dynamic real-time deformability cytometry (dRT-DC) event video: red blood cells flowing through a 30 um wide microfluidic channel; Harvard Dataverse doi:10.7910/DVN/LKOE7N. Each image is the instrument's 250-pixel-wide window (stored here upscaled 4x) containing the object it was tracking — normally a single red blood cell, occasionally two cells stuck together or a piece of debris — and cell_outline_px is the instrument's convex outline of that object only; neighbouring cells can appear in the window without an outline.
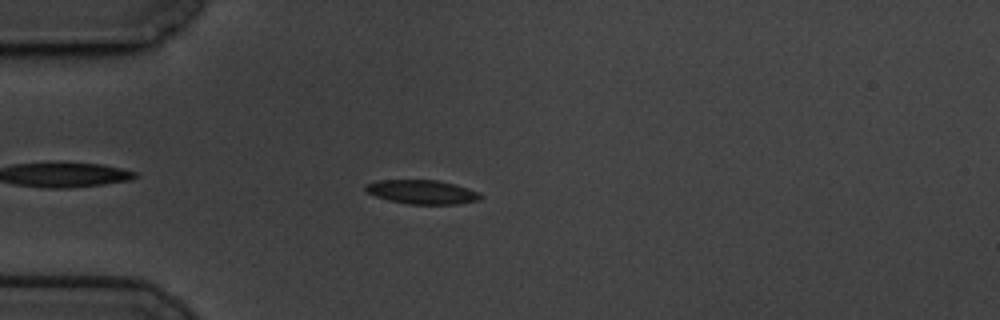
{"species": "common noctule bat (a hibernating species)", "species_latin": "Nyctalus noctula", "temperature_condition": "cold", "stored_images_in_passage": 49, "camera_frame_rate_fps": 3000, "um_per_image_px": 0.085, "animal": {"sex": "male", "body_mass_g": 19.5, "forearm_length_mm": 54.6}, "frame": {"image": 1, "passage_image": 6, "time_ms": 1.667, "image_size_px": [1000, 320], "cell_outline_px": [[484, 196], [480, 200], [456, 204], [408, 204], [388, 200], [376, 196], [368, 192], [364, 188], [364, 184], [376, 180], [440, 180], [456, 184], [480, 192]], "centroid_in_image_um": [35.9, 16.31], "position_along_channel_um": 49.1, "area_um2": 16.3}}
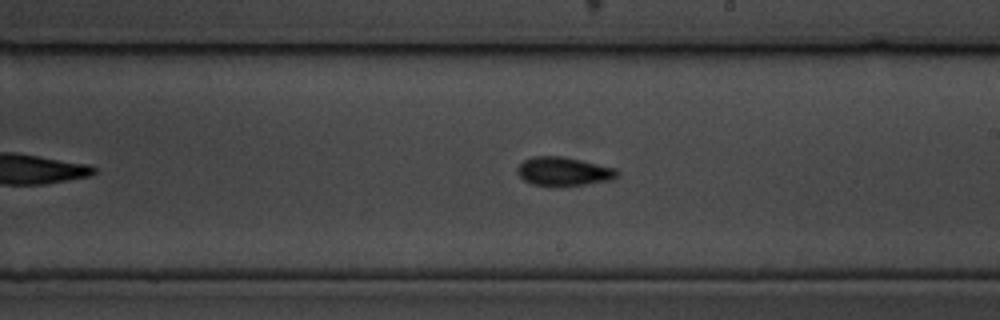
{"frame": {"image": 2, "passage_image": 24, "time_ms": 7.667, "image_size_px": [1000, 320], "cell_outline_px": [[620, 176], [612, 180], [556, 188], [552, 188], [532, 184], [524, 180], [516, 172], [516, 168], [524, 160], [532, 156], [560, 156], [580, 160], [616, 168], [620, 172]], "centroid_in_image_um": [47.9, 14.6], "position_along_channel_um": 241.1, "area_um2": 17.17}}
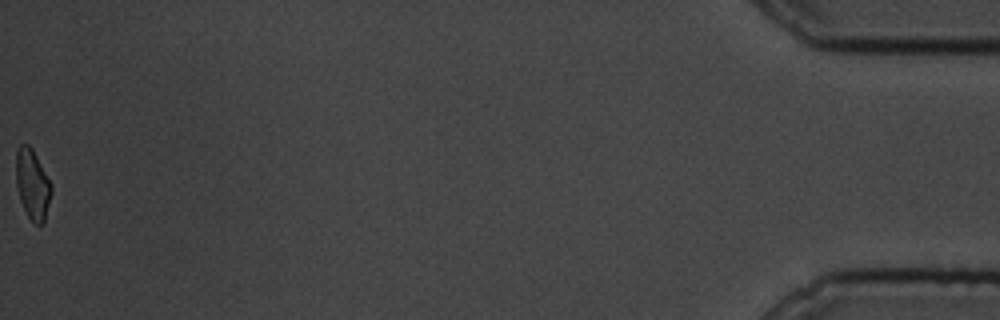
{"frame": {"image": 3, "passage_image": 49, "time_ms": 16.0, "image_size_px": [1000, 320], "cell_outline_px": [[52, 192], [44, 220], [40, 224], [36, 224], [28, 216], [20, 200], [16, 184], [16, 152], [20, 144], [28, 144], [32, 148], [52, 184]], "centroid_in_image_um": [2.76, 15.63], "position_along_channel_um": 432.4, "area_um2": 14.28}, "authors_computed_cell_mechanics": {"area_um2": 15.895, "velocity_mm_per_s": 3.4435, "shape_relaxation_time_tau1_ms": 3.1087, "shape_relaxation_time_tau2_ms": 5.5316, "deformation_change_tau1": 0.1022, "deformation_change_tau2": 0.1088}}